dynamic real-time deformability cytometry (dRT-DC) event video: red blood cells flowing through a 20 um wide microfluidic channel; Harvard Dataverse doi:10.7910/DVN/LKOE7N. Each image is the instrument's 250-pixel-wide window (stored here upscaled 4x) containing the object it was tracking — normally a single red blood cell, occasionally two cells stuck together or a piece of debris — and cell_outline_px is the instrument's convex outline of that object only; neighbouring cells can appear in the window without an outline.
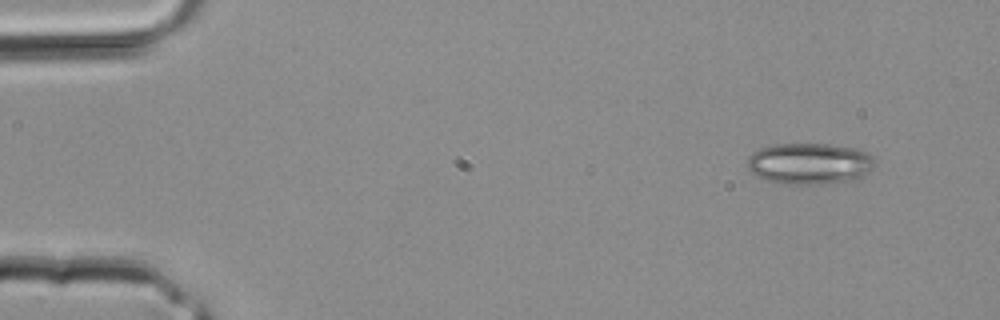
{"species": "common noctule bat (a hibernating species)", "species_latin": "Nyctalus noctula", "temperature_condition": "room temperature", "stored_images_in_passage": 3, "camera_frame_rate_fps": 3000, "um_per_image_px": 0.085, "animal": {"sex": "male", "body_mass_g": 20.4}, "frame": {"image": 1, "passage_image": 1, "time_ms": 0.0, "image_size_px": [1000, 320], "cell_outline_px": [[876, 164], [872, 168], [856, 180], [820, 184], [788, 184], [764, 180], [756, 176], [748, 168], [748, 156], [752, 152], [760, 148], [776, 144], [828, 144], [856, 148], [868, 152], [876, 160]], "centroid_in_image_um": [68.83, 13.9], "position_along_channel_um": 16.2, "area_um2": 30.92}}